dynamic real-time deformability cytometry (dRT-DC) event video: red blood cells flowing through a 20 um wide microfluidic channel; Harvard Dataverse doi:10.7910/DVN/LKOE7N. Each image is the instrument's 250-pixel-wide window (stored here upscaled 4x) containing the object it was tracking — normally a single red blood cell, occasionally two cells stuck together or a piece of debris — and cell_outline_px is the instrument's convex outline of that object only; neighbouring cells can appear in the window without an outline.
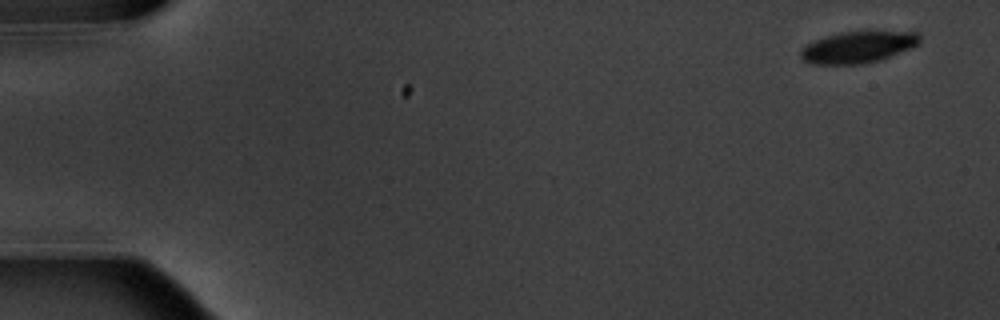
{"species": "common noctule bat (a hibernating species)", "species_latin": "Nyctalus noctula", "temperature_condition": "warm", "stored_images_in_passage": 5, "camera_frame_rate_fps": 3000, "um_per_image_px": 0.085, "animal": {"sex": "male", "body_mass_g": 20.1, "forearm_length_mm": 53.5}, "frame": {"image": 1, "passage_image": 1, "time_ms": 0.0, "image_size_px": [1000, 320], "cell_outline_px": [[920, 44], [880, 60], [860, 64], [812, 64], [804, 60], [800, 56], [800, 52], [808, 44], [816, 40], [840, 32], [916, 32], [920, 36]], "centroid_in_image_um": [72.94, 4.02], "position_along_channel_um": 12.1, "area_um2": 21.44}}
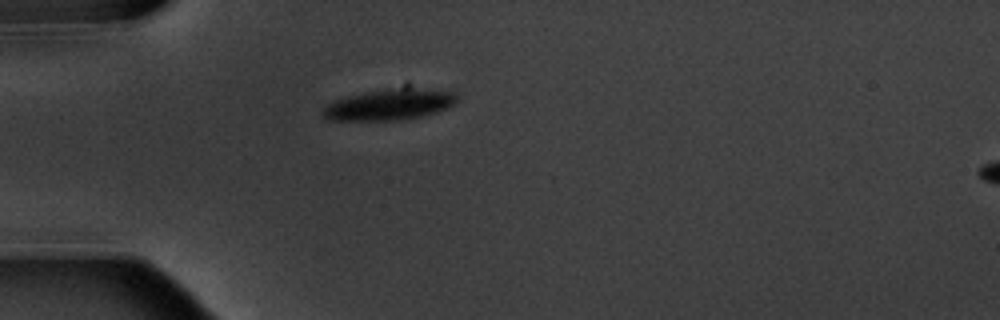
{"frame": {"image": 2, "passage_image": 5, "time_ms": 4.667, "image_size_px": [1000, 320], "cell_outline_px": [[460, 100], [456, 104], [436, 112], [420, 116], [400, 120], [332, 120], [324, 116], [320, 112], [328, 104], [336, 100], [348, 96], [368, 92], [392, 88], [420, 88], [452, 92]], "centroid_in_image_um": [33.13, 8.89], "position_along_channel_um": 51.9, "area_um2": 23.87}}